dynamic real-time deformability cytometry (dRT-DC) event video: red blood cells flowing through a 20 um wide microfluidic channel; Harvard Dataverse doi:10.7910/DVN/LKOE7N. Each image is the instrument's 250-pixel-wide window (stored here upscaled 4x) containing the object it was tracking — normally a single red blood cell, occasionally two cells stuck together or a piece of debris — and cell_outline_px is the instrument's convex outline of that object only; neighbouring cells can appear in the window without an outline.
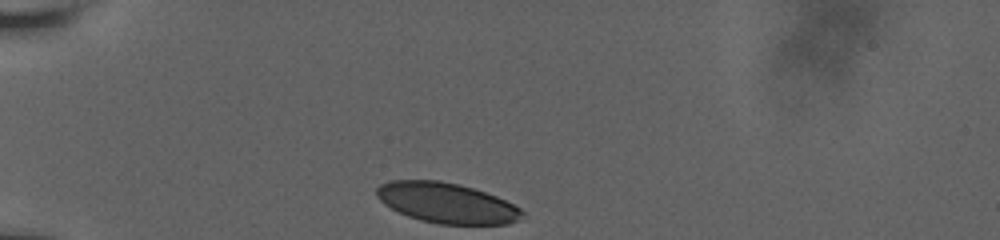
{"species": "human", "species_latin": "Homo sapiens", "temperature_condition": "room temperature", "stored_images_in_passage": 33, "camera_frame_rate_fps": 3000, "um_per_image_px": 0.085, "donor": {"sex": "male"}, "frame": {"image": 1, "passage_image": 1, "time_ms": 0.0, "image_size_px": [1000, 240], "cell_outline_px": [[524, 212], [516, 220], [508, 224], [440, 224], [420, 220], [408, 216], [384, 204], [376, 196], [376, 188], [380, 184], [392, 180], [440, 180], [460, 184], [496, 196], [520, 208]], "centroid_in_image_um": [37.93, 17.24], "position_along_channel_um": 47.1, "area_um2": 33.93}}
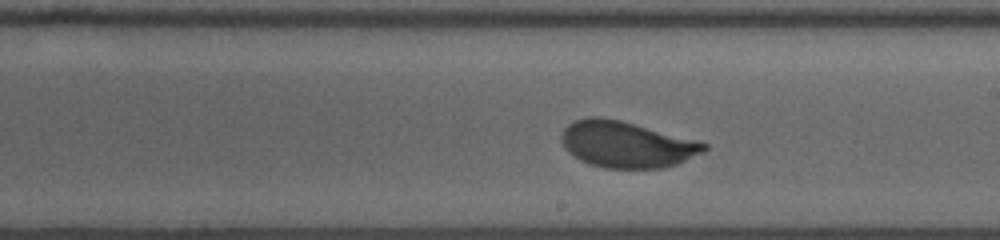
{"frame": {"image": 2, "passage_image": 19, "time_ms": 6.0, "image_size_px": [1000, 240], "cell_outline_px": [[708, 148], [704, 152], [676, 164], [660, 168], [604, 168], [588, 164], [580, 160], [568, 152], [564, 148], [560, 140], [560, 136], [564, 128], [568, 124], [576, 120], [592, 116], [600, 116], [620, 120], [696, 140], [708, 144]], "centroid_in_image_um": [53.22, 12.28], "position_along_channel_um": 235.8, "area_um2": 38.44}}
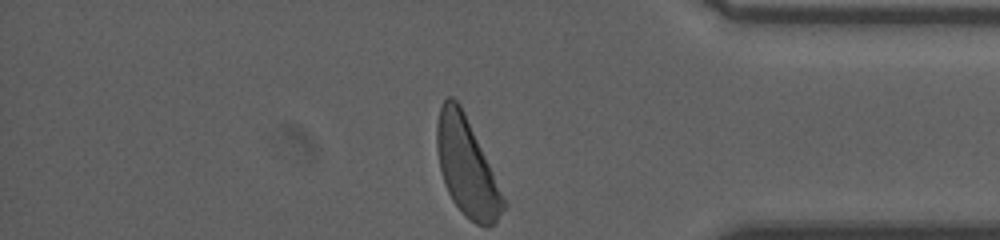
{"frame": {"image": 3, "passage_image": 33, "time_ms": 10.667, "image_size_px": [1000, 240], "cell_outline_px": [[508, 204], [496, 220], [492, 224], [476, 224], [464, 216], [452, 200], [444, 184], [440, 168], [436, 148], [436, 124], [440, 108], [444, 100], [448, 96], [452, 96], [460, 104], [464, 112]], "centroid_in_image_um": [39.65, 14.19], "position_along_channel_um": 395.6, "area_um2": 37.45}, "authors_computed_cell_mechanics": {"area_um2": 37.9168, "velocity_mm_per_s": 3.7743, "shape_relaxation_time_tau1_ms": 2.3042, "shape_relaxation_time_tau2_ms": null, "deformation_change_tau1": 0.143, "deformation_change_tau2": null}}